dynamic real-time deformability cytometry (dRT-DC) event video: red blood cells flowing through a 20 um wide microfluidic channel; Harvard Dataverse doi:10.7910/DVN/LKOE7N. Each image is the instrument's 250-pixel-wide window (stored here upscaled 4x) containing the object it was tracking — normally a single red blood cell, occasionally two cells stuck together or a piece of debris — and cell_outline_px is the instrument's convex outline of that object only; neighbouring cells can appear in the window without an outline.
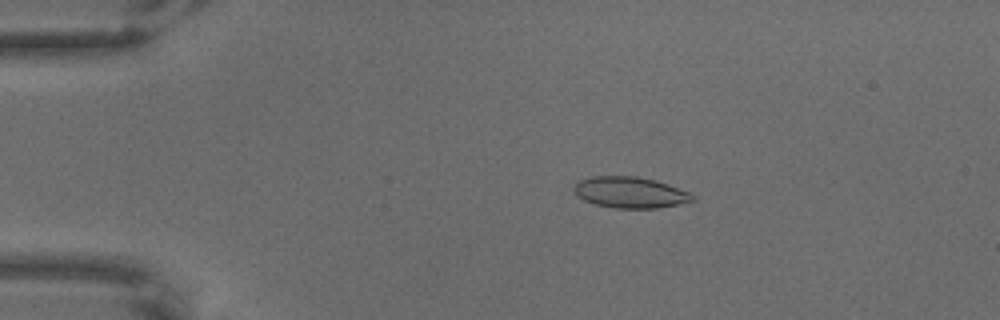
{"species": "common noctule bat (a hibernating species)", "species_latin": "Nyctalus noctula", "temperature_condition": "warm", "stored_images_in_passage": 65, "camera_frame_rate_fps": 3000, "um_per_image_px": 0.085, "animal": {"sex": "male", "body_mass_g": 18.8}, "frame": {"image": 1, "passage_image": 13, "time_ms": 4.0, "image_size_px": [1000, 320], "cell_outline_px": [[696, 200], [680, 204], [656, 208], [616, 208], [596, 204], [584, 200], [576, 196], [572, 188], [580, 180], [592, 176], [636, 176], [656, 180], [668, 184], [688, 192], [696, 196]], "centroid_in_image_um": [53.57, 16.35], "position_along_channel_um": 31.4, "area_um2": 21.56}}
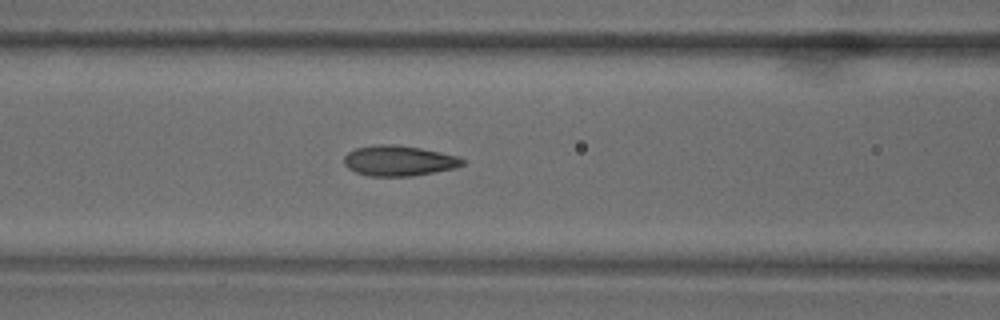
{"frame": {"image": 2, "passage_image": 28, "time_ms": 9.0, "image_size_px": [1000, 320], "cell_outline_px": [[464, 164], [456, 168], [412, 176], [368, 176], [356, 172], [348, 168], [344, 164], [344, 156], [348, 152], [356, 148], [376, 144], [396, 144], [420, 148], [456, 156], [464, 160]], "centroid_in_image_um": [33.87, 13.66], "position_along_channel_um": 132.7, "area_um2": 20.92}}
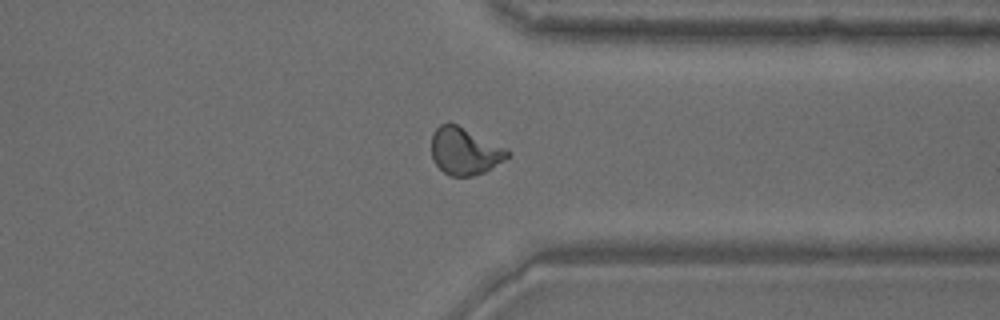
{"frame": {"image": 3, "passage_image": 51, "time_ms": 16.667, "image_size_px": [1000, 320], "cell_outline_px": [[512, 152], [504, 160], [484, 172], [472, 176], [452, 176], [444, 172], [432, 160], [432, 136], [436, 128], [440, 124], [448, 120]], "centroid_in_image_um": [39.46, 12.84], "position_along_channel_um": 371.9, "area_um2": 20.58}}